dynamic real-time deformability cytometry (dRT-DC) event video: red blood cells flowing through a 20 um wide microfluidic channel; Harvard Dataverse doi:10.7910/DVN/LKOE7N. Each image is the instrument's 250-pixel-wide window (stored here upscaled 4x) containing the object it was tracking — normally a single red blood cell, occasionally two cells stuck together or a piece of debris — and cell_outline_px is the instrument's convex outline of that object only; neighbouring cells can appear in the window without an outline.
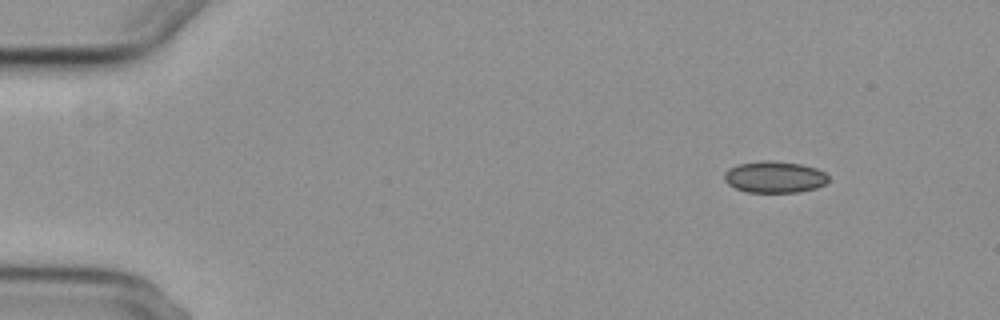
{"species": "common noctule bat (a hibernating species)", "species_latin": "Nyctalus noctula", "temperature_condition": "cold", "stored_images_in_passage": 4, "camera_frame_rate_fps": 3000, "um_per_image_px": 0.085, "animal": {"sex": "female", "body_mass_g": 29.2, "forearm_length_mm": 56.3}, "frame": {"image": 1, "passage_image": 1, "time_ms": 0.0, "image_size_px": [1000, 320], "cell_outline_px": [[828, 180], [824, 184], [816, 188], [800, 192], [748, 192], [736, 188], [728, 184], [724, 180], [724, 172], [728, 168], [740, 164], [764, 160], [768, 160], [800, 164], [816, 168], [824, 172], [828, 176]], "centroid_in_image_um": [65.83, 15.05], "position_along_channel_um": 19.2, "area_um2": 19.07}}
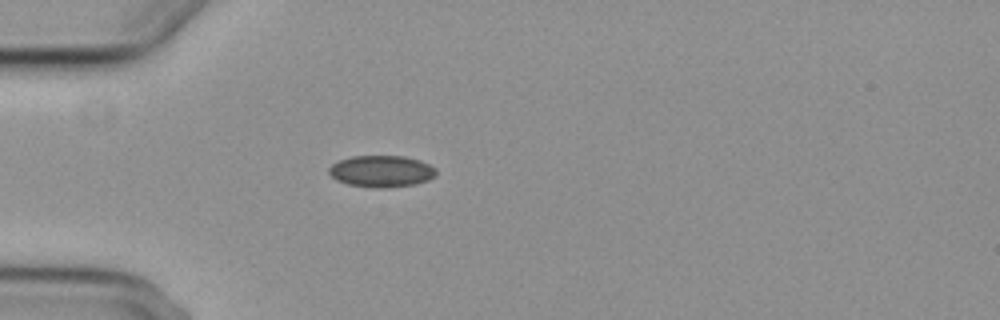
{"frame": {"image": 2, "passage_image": 4, "time_ms": 3.333, "image_size_px": [1000, 320], "cell_outline_px": [[436, 172], [428, 180], [412, 184], [388, 188], [372, 188], [348, 184], [336, 180], [328, 172], [328, 168], [332, 164], [340, 160], [352, 156], [404, 156], [420, 160], [436, 168]], "centroid_in_image_um": [32.39, 14.56], "position_along_channel_um": 52.6, "area_um2": 19.71}}